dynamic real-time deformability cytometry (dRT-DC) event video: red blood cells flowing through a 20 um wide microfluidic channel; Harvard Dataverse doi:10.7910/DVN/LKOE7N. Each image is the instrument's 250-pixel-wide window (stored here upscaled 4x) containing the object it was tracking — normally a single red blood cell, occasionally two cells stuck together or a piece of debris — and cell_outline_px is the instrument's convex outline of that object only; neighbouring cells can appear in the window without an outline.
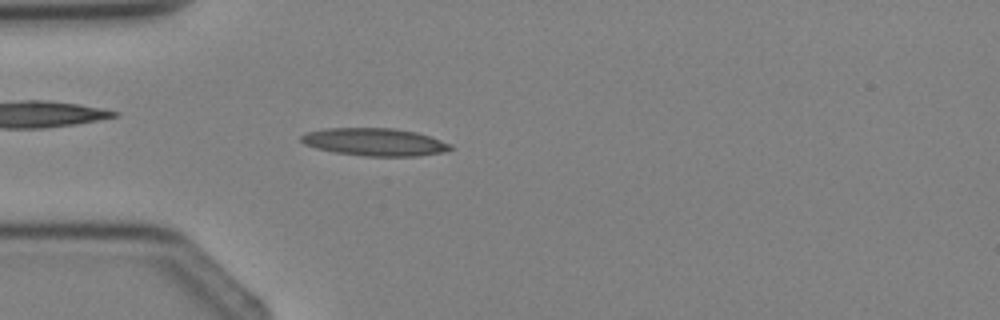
{"species": "Egyptian fruit bat (a non-hibernating species)", "species_latin": "Rousettus aegyptiacus", "temperature_condition": "cold", "stored_images_in_passage": 4, "camera_frame_rate_fps": 3000, "um_per_image_px": 0.085, "animal": {"sex": "female"}, "frame": {"image": 1, "passage_image": 4, "time_ms": 3.333, "image_size_px": [1000, 320], "cell_outline_px": [[452, 148], [444, 152], [416, 156], [364, 156], [336, 152], [316, 148], [304, 144], [300, 140], [300, 136], [308, 132], [324, 128], [392, 128], [416, 132], [452, 144]], "centroid_in_image_um": [31.83, 12.07], "position_along_channel_um": 53.2, "area_um2": 23.93}}